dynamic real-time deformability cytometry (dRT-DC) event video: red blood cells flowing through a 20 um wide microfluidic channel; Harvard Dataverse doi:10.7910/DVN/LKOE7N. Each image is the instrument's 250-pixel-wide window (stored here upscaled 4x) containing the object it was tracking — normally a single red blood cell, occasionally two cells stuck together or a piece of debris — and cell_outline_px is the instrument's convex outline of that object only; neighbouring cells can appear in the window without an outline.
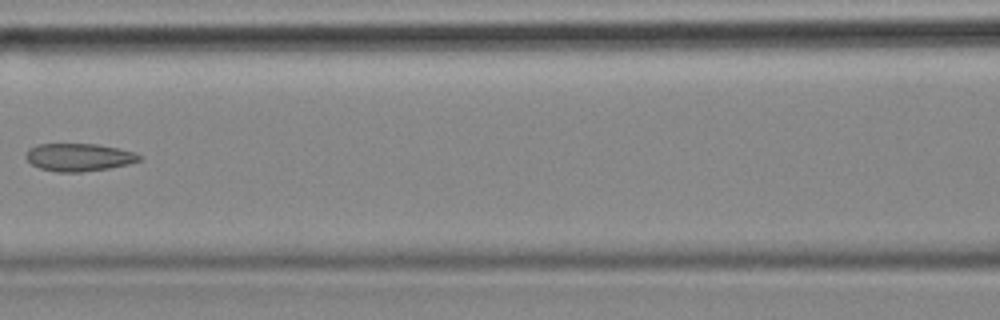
{"species": "common noctule bat (a hibernating species)", "species_latin": "Nyctalus noctula", "temperature_condition": "cold", "stored_images_in_passage": 6, "camera_frame_rate_fps": 3000, "um_per_image_px": 0.085, "animal": {"sex": "female", "body_mass_g": 18.4}, "frame": {"image": 1, "passage_image": 6, "time_ms": 1.667, "image_size_px": [1000, 320], "cell_outline_px": [[144, 156], [140, 160], [128, 164], [108, 168], [80, 172], [56, 172], [40, 168], [32, 164], [24, 156], [28, 148], [36, 144], [96, 144], [136, 152]], "centroid_in_image_um": [6.69, 13.36], "position_along_channel_um": 159.9, "area_um2": 18.38}}